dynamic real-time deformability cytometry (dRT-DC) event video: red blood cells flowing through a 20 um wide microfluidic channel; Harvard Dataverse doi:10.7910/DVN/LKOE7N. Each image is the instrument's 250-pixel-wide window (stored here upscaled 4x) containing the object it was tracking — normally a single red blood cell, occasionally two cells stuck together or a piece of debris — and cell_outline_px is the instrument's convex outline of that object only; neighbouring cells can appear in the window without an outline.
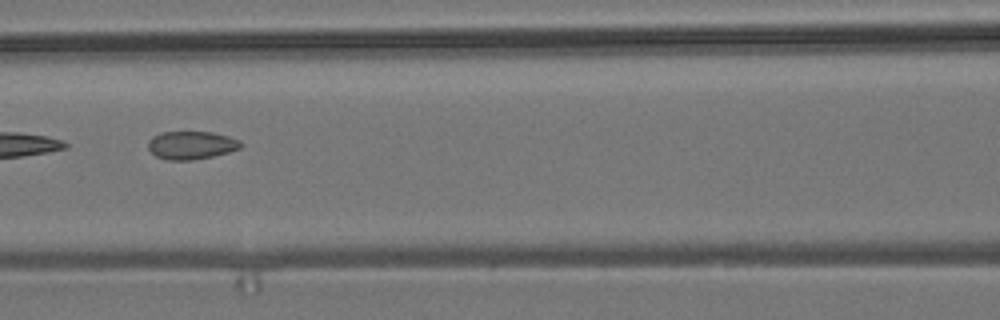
{"species": "common noctule bat (a hibernating species)", "species_latin": "Nyctalus noctula", "temperature_condition": "room temperature", "stored_images_in_passage": 9, "camera_frame_rate_fps": 3000, "um_per_image_px": 0.085, "animal": {"sex": "male", "body_mass_g": 19.2, "forearm_length_mm": 51.8}, "frame": {"image": 1, "passage_image": 6, "time_ms": 7.0, "image_size_px": [1000, 320], "cell_outline_px": [[244, 144], [240, 148], [228, 152], [212, 156], [192, 160], [168, 160], [156, 156], [148, 148], [148, 140], [152, 136], [160, 132], [212, 132], [228, 136], [240, 140]], "centroid_in_image_um": [16.26, 12.33], "position_along_channel_um": 150.3, "area_um2": 15.2}}
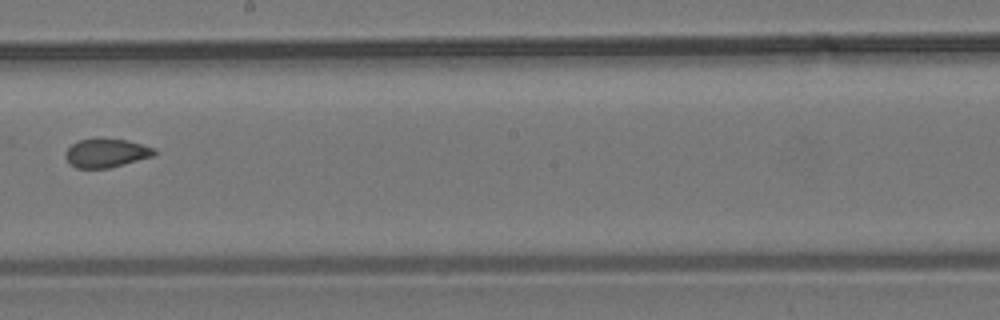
{"frame": {"image": 2, "passage_image": 8, "time_ms": 9.333, "image_size_px": [1000, 320], "cell_outline_px": [[156, 152], [152, 156], [108, 168], [76, 168], [64, 156], [64, 152], [72, 144], [80, 140], [96, 136], [128, 140], [156, 148]], "centroid_in_image_um": [9.01, 12.96], "position_along_channel_um": 239.2, "area_um2": 15.09}}
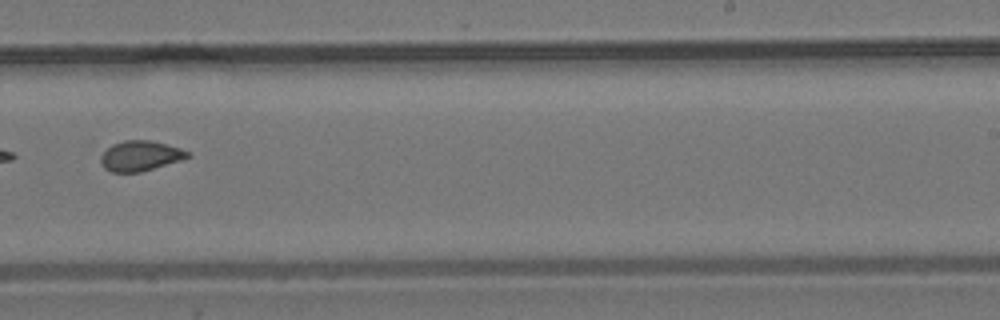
{"frame": {"image": 3, "passage_image": 9, "time_ms": 10.333, "image_size_px": [1000, 320], "cell_outline_px": [[192, 156], [180, 160], [140, 172], [112, 172], [104, 168], [100, 160], [100, 156], [112, 144], [124, 140], [148, 140], [180, 148], [188, 152]], "centroid_in_image_um": [11.9, 13.25], "position_along_channel_um": 277.1, "area_um2": 15.03}}